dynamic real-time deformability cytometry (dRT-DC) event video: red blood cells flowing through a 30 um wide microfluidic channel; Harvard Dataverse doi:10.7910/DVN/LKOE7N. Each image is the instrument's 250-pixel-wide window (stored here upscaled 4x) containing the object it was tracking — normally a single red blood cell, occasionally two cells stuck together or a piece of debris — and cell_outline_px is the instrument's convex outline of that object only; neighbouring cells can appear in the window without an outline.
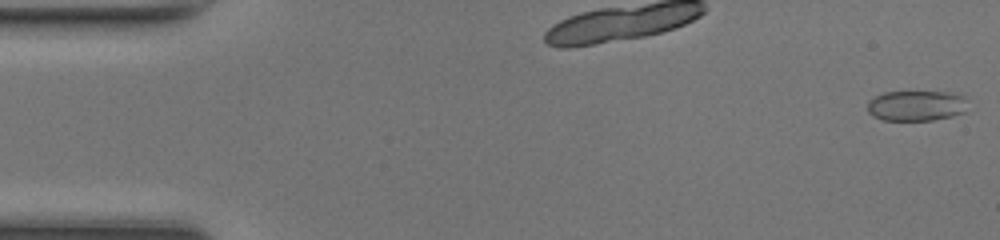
{"species": "common noctule bat (a hibernating species)", "species_latin": "Nyctalus noctula", "temperature_condition": "room temperature", "stored_images_in_passage": 48, "camera_frame_rate_fps": 3000, "um_per_image_px": 0.085, "animal": {"sex": "female", "body_mass_g": 17.0, "forearm_length_mm": 48.0}, "frame": {"image": 1, "passage_image": 1, "time_ms": 0.0, "image_size_px": [1000, 240], "cell_outline_px": [[964, 112], [952, 116], [932, 120], [884, 120], [872, 116], [868, 112], [868, 100], [884, 92], [944, 92], [960, 96]], "centroid_in_image_um": [77.76, 9.0], "position_along_channel_um": 7.2, "area_um2": 17.22}}
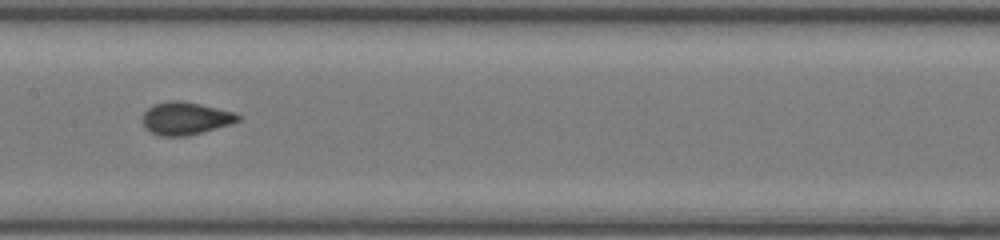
{"frame": {"image": 2, "passage_image": 24, "time_ms": 7.667, "image_size_px": [1000, 240], "cell_outline_px": [[240, 120], [216, 128], [184, 136], [160, 136], [152, 132], [144, 124], [144, 112], [148, 108], [156, 104], [172, 100], [180, 100], [200, 104], [232, 112], [240, 116]], "centroid_in_image_um": [15.76, 10.05], "position_along_channel_um": 191.6, "area_um2": 17.57}}
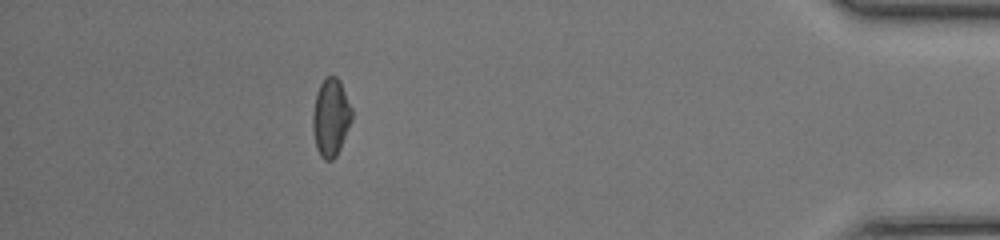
{"frame": {"image": 3, "passage_image": 43, "time_ms": 14.0, "image_size_px": [1000, 240], "cell_outline_px": [[352, 120], [340, 148], [336, 156], [332, 160], [324, 160], [320, 156], [316, 148], [312, 128], [312, 112], [316, 92], [320, 84], [328, 76], [336, 76], [340, 80], [352, 108]], "centroid_in_image_um": [28.11, 9.98], "position_along_channel_um": 407.1, "area_um2": 17.86}}